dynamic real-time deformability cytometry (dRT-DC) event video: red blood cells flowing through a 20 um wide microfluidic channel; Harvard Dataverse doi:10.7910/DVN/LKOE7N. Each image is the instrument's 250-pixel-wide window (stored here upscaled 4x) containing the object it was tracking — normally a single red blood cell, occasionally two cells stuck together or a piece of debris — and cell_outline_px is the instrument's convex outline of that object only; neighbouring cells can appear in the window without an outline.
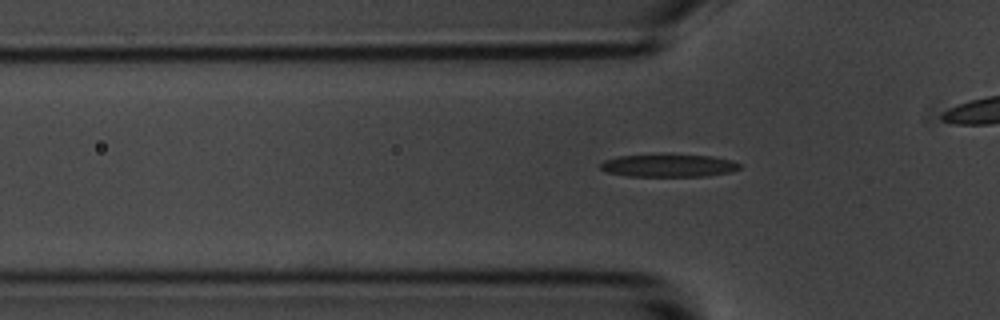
{"species": "common noctule bat (a hibernating species)", "species_latin": "Nyctalus noctula", "temperature_condition": "room temperature", "stored_images_in_passage": 5, "camera_frame_rate_fps": 3000, "um_per_image_px": 0.085, "animal": {"sex": "male", "body_mass_g": 20.1, "forearm_length_mm": 53.5}, "frame": {"image": 1, "passage_image": 5, "time_ms": 5.333, "image_size_px": [1000, 320], "cell_outline_px": [[740, 168], [732, 172], [704, 176], [628, 176], [608, 172], [600, 168], [600, 164], [604, 160], [620, 156], [664, 152], [672, 152], [712, 156], [732, 160], [740, 164]], "centroid_in_image_um": [56.85, 14.03], "position_along_channel_um": 69.0, "area_um2": 19.25}}